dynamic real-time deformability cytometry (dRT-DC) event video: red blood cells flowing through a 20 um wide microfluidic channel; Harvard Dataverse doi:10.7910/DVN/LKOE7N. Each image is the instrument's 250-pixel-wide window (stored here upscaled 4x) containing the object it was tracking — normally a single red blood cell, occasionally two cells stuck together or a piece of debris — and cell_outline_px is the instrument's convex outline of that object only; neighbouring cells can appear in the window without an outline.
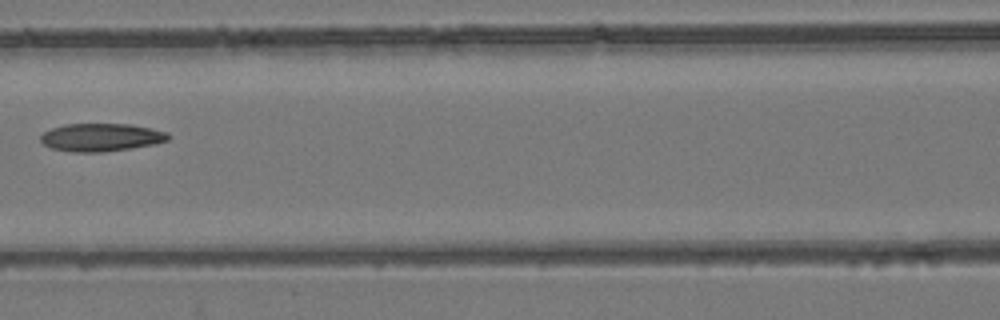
{"species": "common noctule bat (a hibernating species)", "species_latin": "Nyctalus noctula", "temperature_condition": "room temperature", "stored_images_in_passage": 7, "camera_frame_rate_fps": 3000, "um_per_image_px": 0.085, "animal": {"sex": "female", "body_mass_g": 24.6, "forearm_length_mm": 56.2}, "frame": {"image": 1, "passage_image": 7, "time_ms": 2.0, "image_size_px": [1000, 320], "cell_outline_px": [[172, 136], [168, 140], [156, 144], [100, 152], [76, 152], [52, 148], [44, 144], [40, 140], [40, 136], [44, 132], [52, 128], [64, 124], [132, 124], [152, 128], [168, 132]], "centroid_in_image_um": [8.64, 11.66], "position_along_channel_um": 158.0, "area_um2": 20.75}}